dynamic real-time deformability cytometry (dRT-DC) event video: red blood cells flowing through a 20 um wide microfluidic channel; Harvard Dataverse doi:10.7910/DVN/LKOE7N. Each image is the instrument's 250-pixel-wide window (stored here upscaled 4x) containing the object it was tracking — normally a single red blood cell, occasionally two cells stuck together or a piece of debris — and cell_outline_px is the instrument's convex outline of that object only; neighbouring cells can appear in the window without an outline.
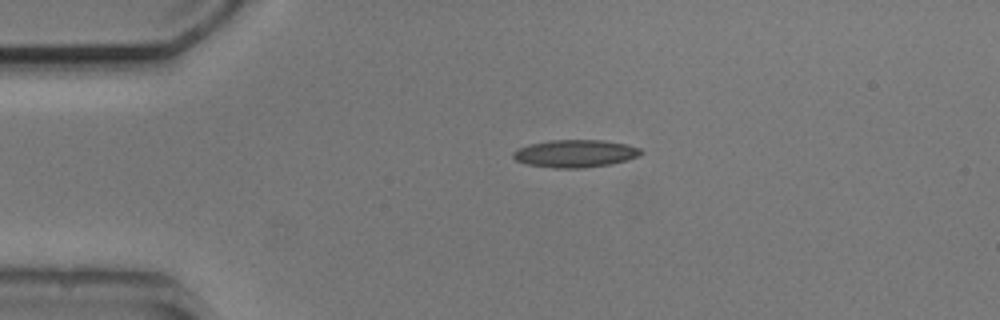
{"species": "common noctule bat (a hibernating species)", "species_latin": "Nyctalus noctula", "temperature_condition": "cold", "stored_images_in_passage": 2, "camera_frame_rate_fps": 3000, "um_per_image_px": 0.085, "animal": {"sex": "male", "body_mass_g": 20.5, "forearm_length_mm": 52.5}, "frame": {"image": 1, "passage_image": 1, "time_ms": 0.0, "image_size_px": [1000, 320], "cell_outline_px": [[644, 152], [640, 156], [628, 160], [612, 164], [584, 168], [556, 168], [528, 164], [516, 160], [512, 156], [512, 152], [528, 144], [552, 140], [604, 140], [628, 144], [640, 148]], "centroid_in_image_um": [48.95, 13.05], "position_along_channel_um": 36.0, "area_um2": 20.69}}